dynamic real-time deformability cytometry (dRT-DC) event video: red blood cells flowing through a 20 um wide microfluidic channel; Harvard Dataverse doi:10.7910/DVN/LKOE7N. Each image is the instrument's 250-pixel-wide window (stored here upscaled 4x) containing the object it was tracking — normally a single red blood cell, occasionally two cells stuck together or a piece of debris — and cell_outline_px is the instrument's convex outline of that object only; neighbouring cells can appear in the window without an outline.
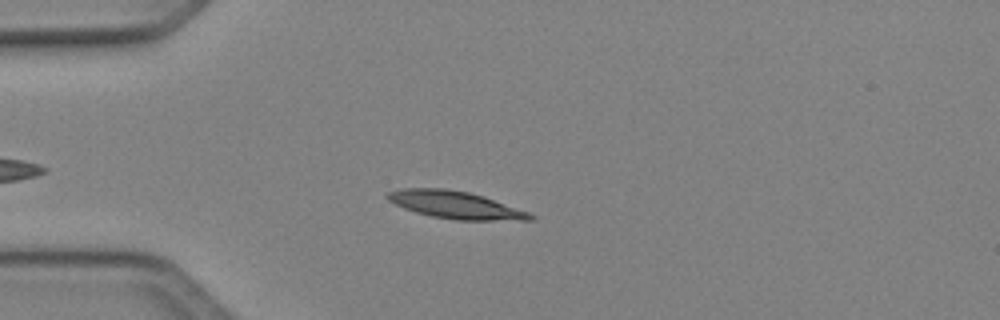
{"species": "Egyptian fruit bat (a non-hibernating species)", "species_latin": "Rousettus aegyptiacus", "temperature_condition": "cold", "stored_images_in_passage": 34, "camera_frame_rate_fps": 3000, "um_per_image_px": 0.085, "animal": {"sex": "female"}, "frame": {"image": 1, "passage_image": 7, "time_ms": 2.0, "image_size_px": [1000, 320], "cell_outline_px": [[536, 220], [456, 220], [432, 216], [416, 212], [404, 208], [388, 200], [384, 196], [388, 192], [404, 188], [448, 188], [468, 192], [484, 196], [528, 212], [536, 216]], "centroid_in_image_um": [38.72, 17.41], "position_along_channel_um": 46.3, "area_um2": 22.77}}
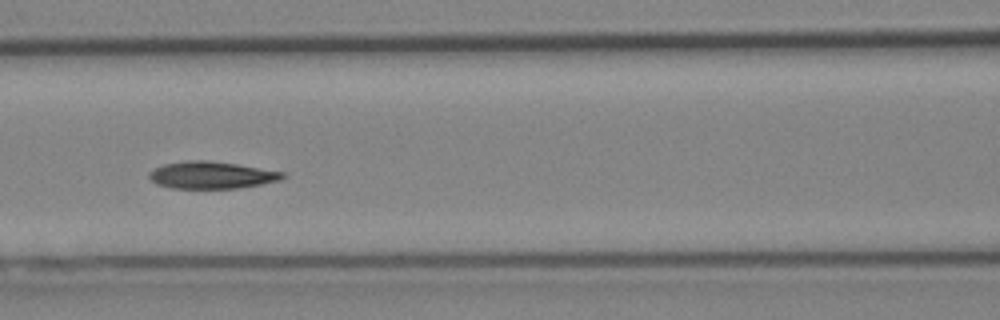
{"frame": {"image": 2, "passage_image": 16, "time_ms": 5.0, "image_size_px": [1000, 320], "cell_outline_px": [[288, 176], [280, 180], [260, 184], [236, 188], [172, 188], [156, 184], [148, 176], [148, 172], [164, 164], [192, 160], [204, 160], [236, 164], [284, 172]], "centroid_in_image_um": [17.98, 14.88], "position_along_channel_um": 148.6, "area_um2": 20.87}}
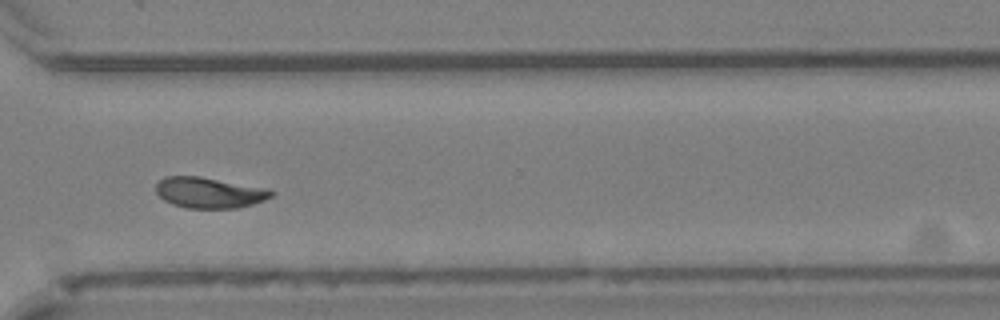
{"frame": {"image": 3, "passage_image": 31, "time_ms": 10.0, "image_size_px": [1000, 320], "cell_outline_px": [[276, 192], [272, 196], [264, 200], [240, 208], [188, 208], [172, 204], [164, 200], [156, 192], [156, 184], [164, 176], [200, 176], [268, 188]], "centroid_in_image_um": [17.81, 16.37], "position_along_channel_um": 352.8, "area_um2": 20.81}, "authors_computed_cell_mechanics": {"area_um2": 21.1548, "velocity_mm_per_s": 4.0777, "shape_relaxation_time_tau1_ms": 5.1899, "shape_relaxation_time_tau2_ms": 1.449, "deformation_change_tau1": 0.1545, "deformation_change_tau2": 0.0583}}